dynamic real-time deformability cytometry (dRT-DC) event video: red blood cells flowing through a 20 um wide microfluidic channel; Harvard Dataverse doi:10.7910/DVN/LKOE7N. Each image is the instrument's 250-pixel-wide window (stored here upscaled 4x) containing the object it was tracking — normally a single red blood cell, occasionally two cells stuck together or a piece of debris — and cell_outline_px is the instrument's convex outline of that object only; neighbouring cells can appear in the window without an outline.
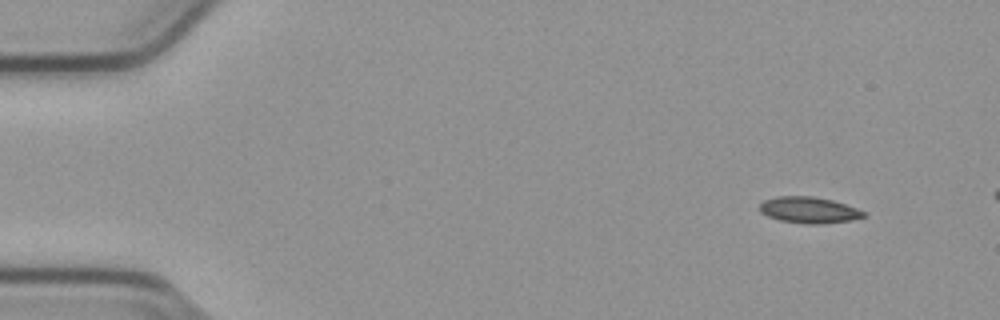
{"species": "common noctule bat (a hibernating species)", "species_latin": "Nyctalus noctula", "temperature_condition": "cold", "stored_images_in_passage": 11, "camera_frame_rate_fps": 3000, "um_per_image_px": 0.085, "animal": {"sex": "male", "body_mass_g": 23.1, "forearm_length_mm": 52.7}, "frame": {"image": 1, "passage_image": 2, "time_ms": 0.333, "image_size_px": [1000, 320], "cell_outline_px": [[868, 216], [852, 220], [824, 224], [804, 224], [780, 220], [768, 216], [760, 212], [760, 204], [764, 200], [776, 196], [812, 196], [832, 200], [856, 208], [864, 212]], "centroid_in_image_um": [68.76, 17.86], "position_along_channel_um": 16.2, "area_um2": 15.95}}